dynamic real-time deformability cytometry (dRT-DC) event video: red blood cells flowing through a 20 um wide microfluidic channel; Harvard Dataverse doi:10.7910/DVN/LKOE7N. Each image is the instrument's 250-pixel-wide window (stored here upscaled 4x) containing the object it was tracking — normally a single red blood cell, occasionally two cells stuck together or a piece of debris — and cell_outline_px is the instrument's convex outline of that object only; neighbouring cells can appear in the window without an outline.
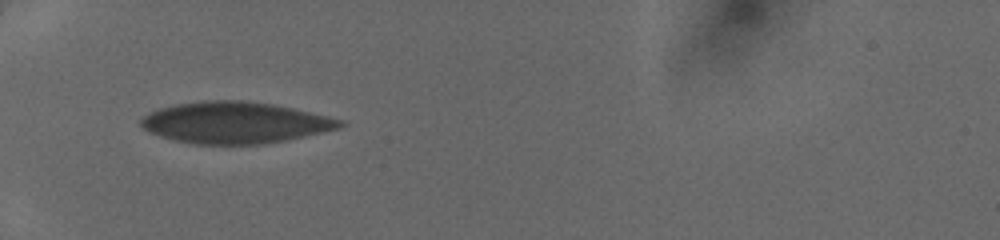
{"species": "human", "species_latin": "Homo sapiens", "temperature_condition": "cold", "stored_images_in_passage": 32, "camera_frame_rate_fps": 3000, "um_per_image_px": 0.085, "donor": {"sex": "female"}, "frame": {"image": 1, "passage_image": 1, "time_ms": 0.0, "image_size_px": [1000, 240], "cell_outline_px": [[348, 124], [340, 128], [304, 136], [264, 144], [196, 144], [176, 140], [160, 136], [148, 132], [140, 124], [140, 120], [144, 116], [160, 108], [176, 104], [204, 100], [240, 100], [272, 104], [292, 108], [328, 116], [344, 120]], "centroid_in_image_um": [20.0, 10.42], "position_along_channel_um": 65.0, "area_um2": 47.86}}
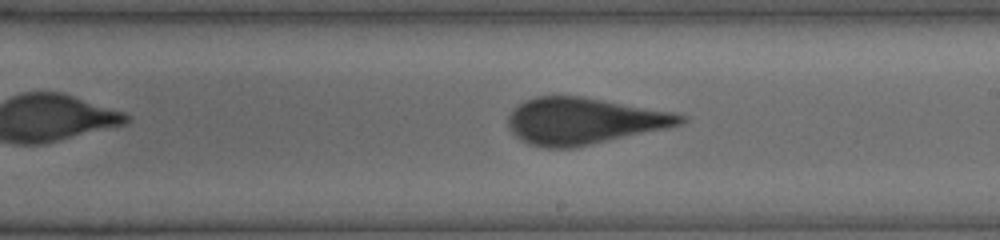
{"frame": {"image": 2, "passage_image": 14, "time_ms": 4.333, "image_size_px": [1000, 240], "cell_outline_px": [[688, 120], [680, 124], [664, 128], [572, 148], [544, 148], [532, 144], [516, 136], [512, 132], [508, 124], [508, 116], [524, 100], [536, 96], [580, 96], [672, 112], [688, 116]], "centroid_in_image_um": [49.61, 10.28], "position_along_channel_um": 239.4, "area_um2": 45.89}}
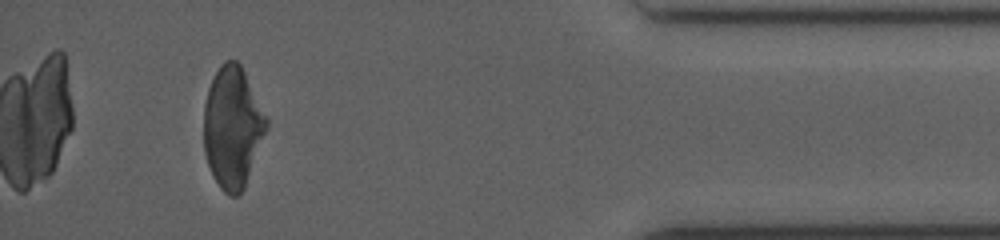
{"frame": {"image": 3, "passage_image": 29, "time_ms": 9.333, "image_size_px": [1000, 240], "cell_outline_px": [[268, 128], [244, 188], [236, 196], [228, 196], [220, 188], [212, 176], [204, 152], [204, 104], [208, 88], [220, 64], [224, 60], [236, 60], [240, 64], [268, 120]], "centroid_in_image_um": [19.75, 10.84], "position_along_channel_um": 415.4, "area_um2": 44.16}}